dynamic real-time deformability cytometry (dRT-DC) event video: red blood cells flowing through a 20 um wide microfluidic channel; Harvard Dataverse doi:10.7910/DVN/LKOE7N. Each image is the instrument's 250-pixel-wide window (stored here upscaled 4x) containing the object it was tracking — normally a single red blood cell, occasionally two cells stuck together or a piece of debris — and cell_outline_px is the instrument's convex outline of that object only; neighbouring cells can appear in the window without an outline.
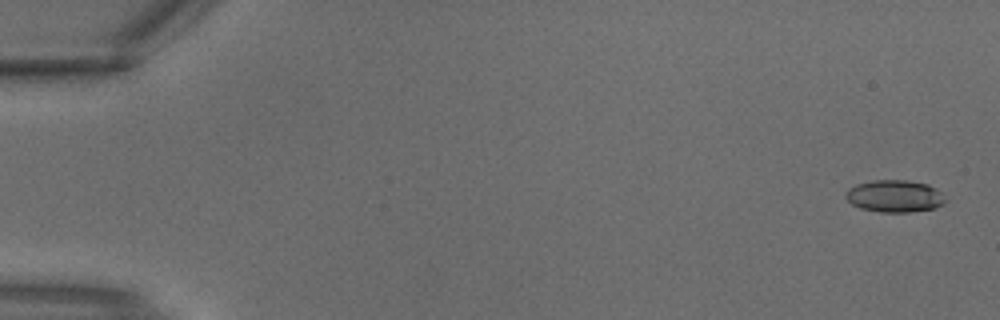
{"species": "common noctule bat (a hibernating species)", "species_latin": "Nyctalus noctula", "temperature_condition": "warm", "stored_images_in_passage": 4, "camera_frame_rate_fps": 3000, "um_per_image_px": 0.085, "animal": {"sex": "male", "body_mass_g": 18.8}, "frame": {"image": 1, "passage_image": 4, "time_ms": 1.0, "image_size_px": [1000, 320], "cell_outline_px": [[944, 204], [932, 208], [908, 212], [880, 212], [860, 208], [852, 204], [844, 196], [844, 192], [848, 188], [856, 184], [872, 180], [904, 180], [928, 184], [936, 188], [940, 192], [944, 200]], "centroid_in_image_um": [75.98, 16.66], "position_along_channel_um": 9.0, "area_um2": 18.61}}